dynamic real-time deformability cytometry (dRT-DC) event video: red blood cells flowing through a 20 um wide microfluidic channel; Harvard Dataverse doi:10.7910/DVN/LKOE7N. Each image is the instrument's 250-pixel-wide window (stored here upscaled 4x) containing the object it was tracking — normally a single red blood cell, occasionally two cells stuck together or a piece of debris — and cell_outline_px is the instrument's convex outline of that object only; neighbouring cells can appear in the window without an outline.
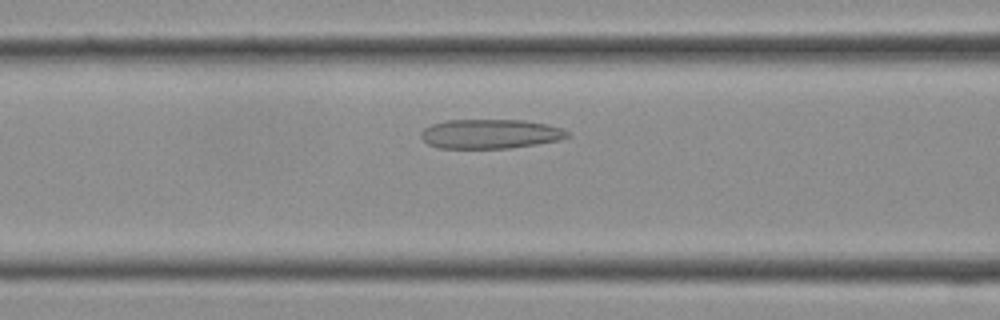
{"species": "Egyptian fruit bat (a non-hibernating species)", "species_latin": "Rousettus aegyptiacus", "temperature_condition": "cold", "stored_images_in_passage": 19, "camera_frame_rate_fps": 3000, "um_per_image_px": 0.085, "frame": {"image": 1, "passage_image": 9, "time_ms": 2.667, "image_size_px": [1000, 320], "cell_outline_px": [[572, 136], [560, 140], [536, 144], [508, 148], [440, 148], [428, 144], [420, 136], [420, 132], [424, 128], [432, 124], [448, 120], [524, 120], [548, 124], [564, 128], [572, 132]], "centroid_in_image_um": [41.74, 11.37], "position_along_channel_um": 124.9, "area_um2": 25.32}}
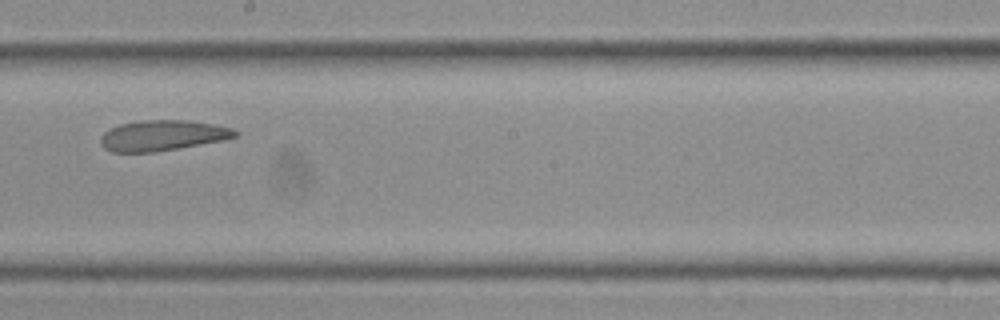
{"frame": {"image": 2, "passage_image": 14, "time_ms": 4.333, "image_size_px": [1000, 320], "cell_outline_px": [[240, 136], [224, 140], [156, 152], [112, 152], [104, 148], [100, 144], [100, 136], [104, 132], [120, 124], [140, 120], [188, 120], [212, 124], [232, 128], [240, 132]], "centroid_in_image_um": [13.83, 11.52], "position_along_channel_um": 234.4, "area_um2": 24.1}}
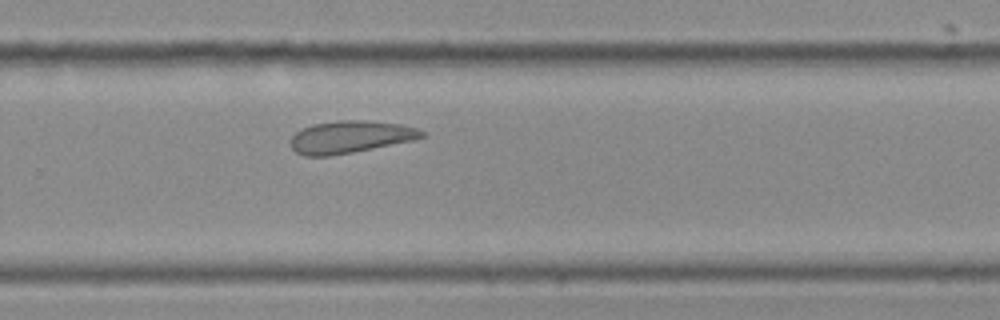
{"frame": {"image": 3, "passage_image": 17, "time_ms": 5.333, "image_size_px": [1000, 320], "cell_outline_px": [[428, 132], [424, 136], [412, 140], [332, 156], [304, 156], [296, 152], [292, 148], [292, 136], [296, 132], [312, 124], [340, 120], [360, 120], [400, 124], [416, 128]], "centroid_in_image_um": [29.77, 11.64], "position_along_channel_um": 300.0, "area_um2": 24.39}}